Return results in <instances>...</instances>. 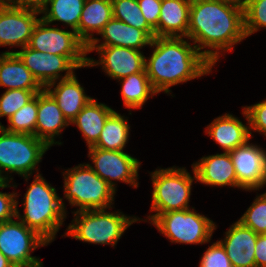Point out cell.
<instances>
[{
    "label": "cell",
    "mask_w": 266,
    "mask_h": 267,
    "mask_svg": "<svg viewBox=\"0 0 266 267\" xmlns=\"http://www.w3.org/2000/svg\"><path fill=\"white\" fill-rule=\"evenodd\" d=\"M187 38L214 66L219 50L232 51L235 44L247 38L244 10L218 0H191ZM206 47L212 50L201 51Z\"/></svg>",
    "instance_id": "6da1fadb"
},
{
    "label": "cell",
    "mask_w": 266,
    "mask_h": 267,
    "mask_svg": "<svg viewBox=\"0 0 266 267\" xmlns=\"http://www.w3.org/2000/svg\"><path fill=\"white\" fill-rule=\"evenodd\" d=\"M145 71L157 93L170 94V87L211 73L213 65L183 37H154Z\"/></svg>",
    "instance_id": "7a4b0ae2"
},
{
    "label": "cell",
    "mask_w": 266,
    "mask_h": 267,
    "mask_svg": "<svg viewBox=\"0 0 266 267\" xmlns=\"http://www.w3.org/2000/svg\"><path fill=\"white\" fill-rule=\"evenodd\" d=\"M27 189L23 203L24 215L21 216L16 208V219L51 243L66 217L63 199L38 172Z\"/></svg>",
    "instance_id": "3957f363"
},
{
    "label": "cell",
    "mask_w": 266,
    "mask_h": 267,
    "mask_svg": "<svg viewBox=\"0 0 266 267\" xmlns=\"http://www.w3.org/2000/svg\"><path fill=\"white\" fill-rule=\"evenodd\" d=\"M76 218L68 226L66 236L92 244L115 246L124 231L140 218H131L122 212H107L105 209L74 212ZM74 222V223H73Z\"/></svg>",
    "instance_id": "277c9868"
},
{
    "label": "cell",
    "mask_w": 266,
    "mask_h": 267,
    "mask_svg": "<svg viewBox=\"0 0 266 267\" xmlns=\"http://www.w3.org/2000/svg\"><path fill=\"white\" fill-rule=\"evenodd\" d=\"M64 197L77 211L112 208L116 191L100 176L90 164H80L63 172Z\"/></svg>",
    "instance_id": "5b68a950"
},
{
    "label": "cell",
    "mask_w": 266,
    "mask_h": 267,
    "mask_svg": "<svg viewBox=\"0 0 266 267\" xmlns=\"http://www.w3.org/2000/svg\"><path fill=\"white\" fill-rule=\"evenodd\" d=\"M50 147L34 135L6 131L0 127V180L11 181L5 172L17 173L28 180ZM10 180H9V179Z\"/></svg>",
    "instance_id": "8992f818"
},
{
    "label": "cell",
    "mask_w": 266,
    "mask_h": 267,
    "mask_svg": "<svg viewBox=\"0 0 266 267\" xmlns=\"http://www.w3.org/2000/svg\"><path fill=\"white\" fill-rule=\"evenodd\" d=\"M192 177L185 168L156 169L151 172L153 192L151 210L156 214L147 218L150 223L159 215L170 211L190 209L189 200L193 180H197L193 169Z\"/></svg>",
    "instance_id": "52a82bcc"
},
{
    "label": "cell",
    "mask_w": 266,
    "mask_h": 267,
    "mask_svg": "<svg viewBox=\"0 0 266 267\" xmlns=\"http://www.w3.org/2000/svg\"><path fill=\"white\" fill-rule=\"evenodd\" d=\"M161 234L168 237L172 243L203 244L210 242L215 223L194 207L180 211H170L159 214L152 222Z\"/></svg>",
    "instance_id": "ba28073f"
},
{
    "label": "cell",
    "mask_w": 266,
    "mask_h": 267,
    "mask_svg": "<svg viewBox=\"0 0 266 267\" xmlns=\"http://www.w3.org/2000/svg\"><path fill=\"white\" fill-rule=\"evenodd\" d=\"M40 19L34 27L28 46L34 50L67 57L77 68L88 67L87 45L77 33L49 27Z\"/></svg>",
    "instance_id": "9c48e42d"
},
{
    "label": "cell",
    "mask_w": 266,
    "mask_h": 267,
    "mask_svg": "<svg viewBox=\"0 0 266 267\" xmlns=\"http://www.w3.org/2000/svg\"><path fill=\"white\" fill-rule=\"evenodd\" d=\"M49 243L21 221L0 223V252L14 267H43L39 258L31 252Z\"/></svg>",
    "instance_id": "30bf717a"
},
{
    "label": "cell",
    "mask_w": 266,
    "mask_h": 267,
    "mask_svg": "<svg viewBox=\"0 0 266 267\" xmlns=\"http://www.w3.org/2000/svg\"><path fill=\"white\" fill-rule=\"evenodd\" d=\"M88 157L92 160L93 171L105 180L115 191L112 180L122 181L135 188L138 187L137 177L140 162L124 151H113L89 147Z\"/></svg>",
    "instance_id": "8fae6325"
},
{
    "label": "cell",
    "mask_w": 266,
    "mask_h": 267,
    "mask_svg": "<svg viewBox=\"0 0 266 267\" xmlns=\"http://www.w3.org/2000/svg\"><path fill=\"white\" fill-rule=\"evenodd\" d=\"M34 9L12 6L0 1V46H28L34 27L41 18Z\"/></svg>",
    "instance_id": "7c38bea8"
},
{
    "label": "cell",
    "mask_w": 266,
    "mask_h": 267,
    "mask_svg": "<svg viewBox=\"0 0 266 267\" xmlns=\"http://www.w3.org/2000/svg\"><path fill=\"white\" fill-rule=\"evenodd\" d=\"M235 173L237 187L246 191L259 190L266 185V151L249 140L229 152Z\"/></svg>",
    "instance_id": "4fadbf2b"
},
{
    "label": "cell",
    "mask_w": 266,
    "mask_h": 267,
    "mask_svg": "<svg viewBox=\"0 0 266 267\" xmlns=\"http://www.w3.org/2000/svg\"><path fill=\"white\" fill-rule=\"evenodd\" d=\"M97 51L100 55V61L88 58V67L102 65V69L112 79H120L145 71L146 57L139 50L120 47H87V53Z\"/></svg>",
    "instance_id": "5bb4252c"
},
{
    "label": "cell",
    "mask_w": 266,
    "mask_h": 267,
    "mask_svg": "<svg viewBox=\"0 0 266 267\" xmlns=\"http://www.w3.org/2000/svg\"><path fill=\"white\" fill-rule=\"evenodd\" d=\"M24 65L30 70L40 85L45 88L56 82L61 76L60 72L66 71L61 79L72 76L75 69H78L67 57L50 53H43L30 48H21L15 52Z\"/></svg>",
    "instance_id": "9a60e30c"
},
{
    "label": "cell",
    "mask_w": 266,
    "mask_h": 267,
    "mask_svg": "<svg viewBox=\"0 0 266 267\" xmlns=\"http://www.w3.org/2000/svg\"><path fill=\"white\" fill-rule=\"evenodd\" d=\"M219 242L224 247L232 267H256L255 245L258 234L236 221Z\"/></svg>",
    "instance_id": "2e32d148"
},
{
    "label": "cell",
    "mask_w": 266,
    "mask_h": 267,
    "mask_svg": "<svg viewBox=\"0 0 266 267\" xmlns=\"http://www.w3.org/2000/svg\"><path fill=\"white\" fill-rule=\"evenodd\" d=\"M69 125L54 98L45 89L40 91L35 137L43 140L49 147L53 144L60 145L61 142H55V136H59L62 129Z\"/></svg>",
    "instance_id": "e0dca14e"
},
{
    "label": "cell",
    "mask_w": 266,
    "mask_h": 267,
    "mask_svg": "<svg viewBox=\"0 0 266 267\" xmlns=\"http://www.w3.org/2000/svg\"><path fill=\"white\" fill-rule=\"evenodd\" d=\"M192 166L197 182L211 186L237 187V176L229 152L202 157Z\"/></svg>",
    "instance_id": "ac0fdd59"
},
{
    "label": "cell",
    "mask_w": 266,
    "mask_h": 267,
    "mask_svg": "<svg viewBox=\"0 0 266 267\" xmlns=\"http://www.w3.org/2000/svg\"><path fill=\"white\" fill-rule=\"evenodd\" d=\"M104 38L100 43L98 38L87 47H106V46H120L139 50L146 45H150L152 38L144 31L132 27L121 20L112 18L99 33Z\"/></svg>",
    "instance_id": "d6986e66"
},
{
    "label": "cell",
    "mask_w": 266,
    "mask_h": 267,
    "mask_svg": "<svg viewBox=\"0 0 266 267\" xmlns=\"http://www.w3.org/2000/svg\"><path fill=\"white\" fill-rule=\"evenodd\" d=\"M55 84L56 82H53L44 89L58 103L64 117L71 124V121L93 98L85 94L84 88L80 85L75 74L65 79H59L57 85ZM53 86H56L54 90L52 89Z\"/></svg>",
    "instance_id": "ffe728a7"
},
{
    "label": "cell",
    "mask_w": 266,
    "mask_h": 267,
    "mask_svg": "<svg viewBox=\"0 0 266 267\" xmlns=\"http://www.w3.org/2000/svg\"><path fill=\"white\" fill-rule=\"evenodd\" d=\"M206 128V133L224 149V152L244 145L251 138L249 126L227 113L214 119Z\"/></svg>",
    "instance_id": "44dd1931"
},
{
    "label": "cell",
    "mask_w": 266,
    "mask_h": 267,
    "mask_svg": "<svg viewBox=\"0 0 266 267\" xmlns=\"http://www.w3.org/2000/svg\"><path fill=\"white\" fill-rule=\"evenodd\" d=\"M191 0H161L158 37H187Z\"/></svg>",
    "instance_id": "7402d4cb"
},
{
    "label": "cell",
    "mask_w": 266,
    "mask_h": 267,
    "mask_svg": "<svg viewBox=\"0 0 266 267\" xmlns=\"http://www.w3.org/2000/svg\"><path fill=\"white\" fill-rule=\"evenodd\" d=\"M0 86L7 87L6 90L44 89L13 51H6L0 55Z\"/></svg>",
    "instance_id": "603a6c76"
},
{
    "label": "cell",
    "mask_w": 266,
    "mask_h": 267,
    "mask_svg": "<svg viewBox=\"0 0 266 267\" xmlns=\"http://www.w3.org/2000/svg\"><path fill=\"white\" fill-rule=\"evenodd\" d=\"M113 18L111 0H85L78 29V37L88 46L104 26ZM91 32V33H89Z\"/></svg>",
    "instance_id": "cb8c5ba5"
},
{
    "label": "cell",
    "mask_w": 266,
    "mask_h": 267,
    "mask_svg": "<svg viewBox=\"0 0 266 267\" xmlns=\"http://www.w3.org/2000/svg\"><path fill=\"white\" fill-rule=\"evenodd\" d=\"M114 112L105 104L99 103L96 99H91L84 108L71 121L82 132L89 147H92L100 136L107 118Z\"/></svg>",
    "instance_id": "d4e9b609"
},
{
    "label": "cell",
    "mask_w": 266,
    "mask_h": 267,
    "mask_svg": "<svg viewBox=\"0 0 266 267\" xmlns=\"http://www.w3.org/2000/svg\"><path fill=\"white\" fill-rule=\"evenodd\" d=\"M124 116L114 111L106 120L98 141L92 146L99 149L123 151L128 138L130 126Z\"/></svg>",
    "instance_id": "484cf974"
},
{
    "label": "cell",
    "mask_w": 266,
    "mask_h": 267,
    "mask_svg": "<svg viewBox=\"0 0 266 267\" xmlns=\"http://www.w3.org/2000/svg\"><path fill=\"white\" fill-rule=\"evenodd\" d=\"M120 80L124 106L131 110L142 108L148 98L158 94L152 87L146 72L131 74Z\"/></svg>",
    "instance_id": "4316f807"
},
{
    "label": "cell",
    "mask_w": 266,
    "mask_h": 267,
    "mask_svg": "<svg viewBox=\"0 0 266 267\" xmlns=\"http://www.w3.org/2000/svg\"><path fill=\"white\" fill-rule=\"evenodd\" d=\"M85 0H48L40 11L44 14L41 19L51 24L59 21L76 31L79 26ZM50 5V8H49Z\"/></svg>",
    "instance_id": "83f0119b"
},
{
    "label": "cell",
    "mask_w": 266,
    "mask_h": 267,
    "mask_svg": "<svg viewBox=\"0 0 266 267\" xmlns=\"http://www.w3.org/2000/svg\"><path fill=\"white\" fill-rule=\"evenodd\" d=\"M113 18L124 23L144 30L152 39L155 37V30L147 23L137 0H111Z\"/></svg>",
    "instance_id": "f1b7e54d"
},
{
    "label": "cell",
    "mask_w": 266,
    "mask_h": 267,
    "mask_svg": "<svg viewBox=\"0 0 266 267\" xmlns=\"http://www.w3.org/2000/svg\"><path fill=\"white\" fill-rule=\"evenodd\" d=\"M37 112L38 93L8 119L7 128L2 127L9 132L35 136Z\"/></svg>",
    "instance_id": "f546056e"
},
{
    "label": "cell",
    "mask_w": 266,
    "mask_h": 267,
    "mask_svg": "<svg viewBox=\"0 0 266 267\" xmlns=\"http://www.w3.org/2000/svg\"><path fill=\"white\" fill-rule=\"evenodd\" d=\"M40 91L42 90H6L0 97V117L9 119Z\"/></svg>",
    "instance_id": "4dcf8cb0"
},
{
    "label": "cell",
    "mask_w": 266,
    "mask_h": 267,
    "mask_svg": "<svg viewBox=\"0 0 266 267\" xmlns=\"http://www.w3.org/2000/svg\"><path fill=\"white\" fill-rule=\"evenodd\" d=\"M238 221L257 234H266V192L256 197Z\"/></svg>",
    "instance_id": "1f68e13d"
},
{
    "label": "cell",
    "mask_w": 266,
    "mask_h": 267,
    "mask_svg": "<svg viewBox=\"0 0 266 267\" xmlns=\"http://www.w3.org/2000/svg\"><path fill=\"white\" fill-rule=\"evenodd\" d=\"M266 27V0H247L244 9V29L246 37Z\"/></svg>",
    "instance_id": "d6a6232c"
},
{
    "label": "cell",
    "mask_w": 266,
    "mask_h": 267,
    "mask_svg": "<svg viewBox=\"0 0 266 267\" xmlns=\"http://www.w3.org/2000/svg\"><path fill=\"white\" fill-rule=\"evenodd\" d=\"M242 112L247 119L250 136L252 137L251 130L260 132L266 136V100L252 106L244 107Z\"/></svg>",
    "instance_id": "836d02e7"
},
{
    "label": "cell",
    "mask_w": 266,
    "mask_h": 267,
    "mask_svg": "<svg viewBox=\"0 0 266 267\" xmlns=\"http://www.w3.org/2000/svg\"><path fill=\"white\" fill-rule=\"evenodd\" d=\"M199 267H232V264L224 247L217 241L205 251Z\"/></svg>",
    "instance_id": "e575fe53"
},
{
    "label": "cell",
    "mask_w": 266,
    "mask_h": 267,
    "mask_svg": "<svg viewBox=\"0 0 266 267\" xmlns=\"http://www.w3.org/2000/svg\"><path fill=\"white\" fill-rule=\"evenodd\" d=\"M10 181L0 180V188L11 187ZM18 194L16 193H2L0 192V223L16 218V208L18 201L16 200Z\"/></svg>",
    "instance_id": "d590c367"
},
{
    "label": "cell",
    "mask_w": 266,
    "mask_h": 267,
    "mask_svg": "<svg viewBox=\"0 0 266 267\" xmlns=\"http://www.w3.org/2000/svg\"><path fill=\"white\" fill-rule=\"evenodd\" d=\"M137 2L147 23L155 30V37H158L161 0H137Z\"/></svg>",
    "instance_id": "8d00e7d4"
},
{
    "label": "cell",
    "mask_w": 266,
    "mask_h": 267,
    "mask_svg": "<svg viewBox=\"0 0 266 267\" xmlns=\"http://www.w3.org/2000/svg\"><path fill=\"white\" fill-rule=\"evenodd\" d=\"M256 267H266V234H258L255 245Z\"/></svg>",
    "instance_id": "74e56055"
},
{
    "label": "cell",
    "mask_w": 266,
    "mask_h": 267,
    "mask_svg": "<svg viewBox=\"0 0 266 267\" xmlns=\"http://www.w3.org/2000/svg\"><path fill=\"white\" fill-rule=\"evenodd\" d=\"M4 1L12 6L22 7L26 9H34L39 12L46 6L48 2V0H4Z\"/></svg>",
    "instance_id": "f35d334b"
},
{
    "label": "cell",
    "mask_w": 266,
    "mask_h": 267,
    "mask_svg": "<svg viewBox=\"0 0 266 267\" xmlns=\"http://www.w3.org/2000/svg\"><path fill=\"white\" fill-rule=\"evenodd\" d=\"M218 1L225 3V4L233 5L243 10L245 9L246 4H247V0H218Z\"/></svg>",
    "instance_id": "ab89813d"
},
{
    "label": "cell",
    "mask_w": 266,
    "mask_h": 267,
    "mask_svg": "<svg viewBox=\"0 0 266 267\" xmlns=\"http://www.w3.org/2000/svg\"><path fill=\"white\" fill-rule=\"evenodd\" d=\"M0 267H14L2 252H0Z\"/></svg>",
    "instance_id": "60d3db41"
}]
</instances>
